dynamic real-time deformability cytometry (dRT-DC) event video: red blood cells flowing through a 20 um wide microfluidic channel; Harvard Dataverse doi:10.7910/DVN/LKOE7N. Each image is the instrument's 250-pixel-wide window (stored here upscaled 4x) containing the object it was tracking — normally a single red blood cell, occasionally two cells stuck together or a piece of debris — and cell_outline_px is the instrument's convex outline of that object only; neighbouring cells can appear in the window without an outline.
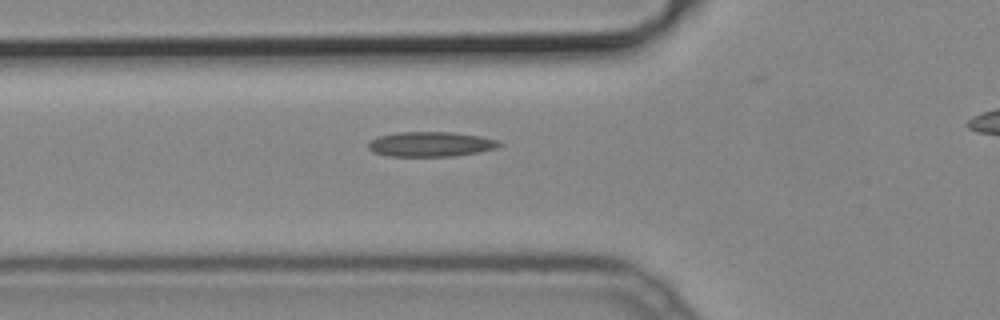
{"species": "common noctule bat (a hibernating species)", "species_latin": "Nyctalus noctula", "temperature_condition": "cold", "stored_images_in_passage": 29, "camera_frame_rate_fps": 3000, "um_per_image_px": 0.085, "animal": {"sex": "male", "body_mass_g": 19.2, "forearm_length_mm": 51.8}, "frame": {"image": 1, "passage_image": 2, "time_ms": 0.333, "image_size_px": [1000, 320], "cell_outline_px": [[504, 144], [496, 148], [480, 152], [456, 156], [388, 156], [372, 152], [368, 148], [368, 140], [380, 136], [400, 132], [452, 132], [480, 136], [496, 140]], "centroid_in_image_um": [36.6, 12.26], "position_along_channel_um": 89.2, "area_um2": 19.07}}
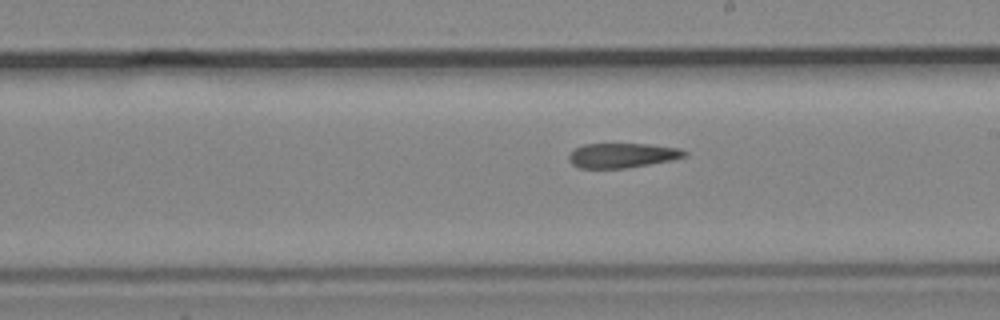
{"frame": {"image": 2, "passage_image": 13, "time_ms": 4.0, "image_size_px": [1000, 320], "cell_outline_px": [[688, 156], [672, 160], [624, 168], [580, 168], [572, 164], [568, 160], [568, 156], [576, 148], [584, 144], [648, 144], [680, 148], [688, 152]], "centroid_in_image_um": [52.92, 13.2], "position_along_channel_um": 236.1, "area_um2": 16.59}}
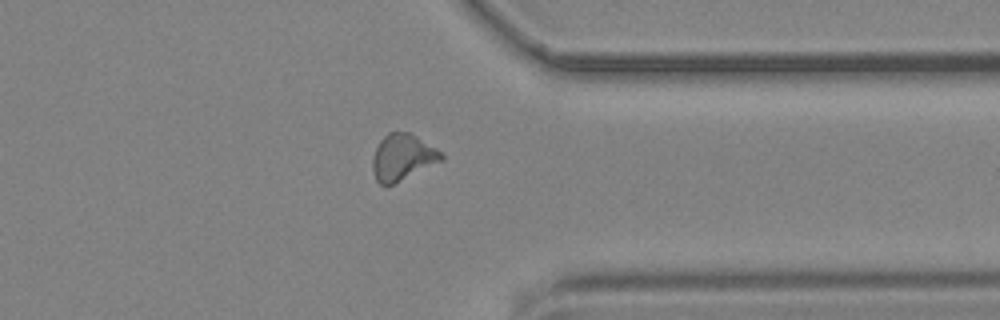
{"frame": {"image": 3, "passage_image": 24, "time_ms": 7.667, "image_size_px": [1000, 320], "cell_outline_px": [[444, 160], [384, 188], [376, 180], [372, 172], [372, 160], [376, 148], [380, 140], [388, 132], [408, 132], [416, 136], [436, 148], [444, 156]], "centroid_in_image_um": [34.19, 13.39], "position_along_channel_um": 377.2, "area_um2": 18.55}}